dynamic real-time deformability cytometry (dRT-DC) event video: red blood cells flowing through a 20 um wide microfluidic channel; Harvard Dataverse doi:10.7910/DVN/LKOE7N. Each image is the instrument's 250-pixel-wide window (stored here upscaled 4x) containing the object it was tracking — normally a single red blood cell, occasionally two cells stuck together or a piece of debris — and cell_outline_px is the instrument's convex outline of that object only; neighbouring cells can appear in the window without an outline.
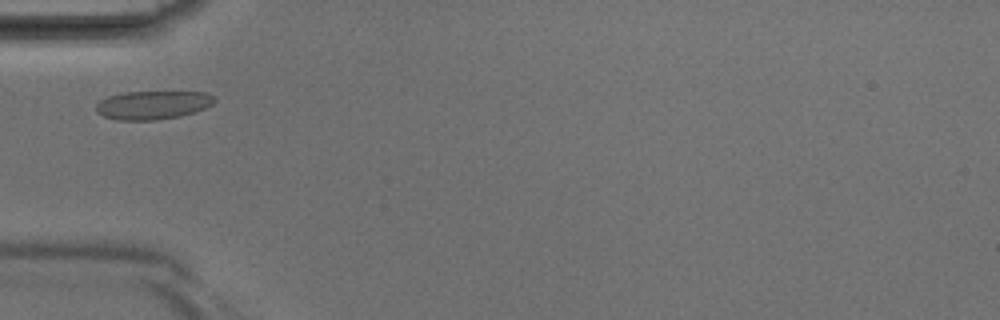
{"species": "Egyptian fruit bat (a non-hibernating species)", "species_latin": "Rousettus aegyptiacus", "temperature_condition": "room temperature", "stored_images_in_passage": 28, "camera_frame_rate_fps": 3000, "um_per_image_px": 0.085, "animal": {"sex": "male"}, "frame": {"image": 1, "passage_image": 1, "time_ms": 0.0, "image_size_px": [1000, 320], "cell_outline_px": [[216, 100], [212, 104], [196, 112], [180, 116], [156, 120], [116, 120], [104, 116], [96, 112], [96, 104], [100, 100], [108, 96], [124, 92], [204, 92], [212, 96]], "centroid_in_image_um": [12.96, 8.93], "position_along_channel_um": 72.0, "area_um2": 19.65}}
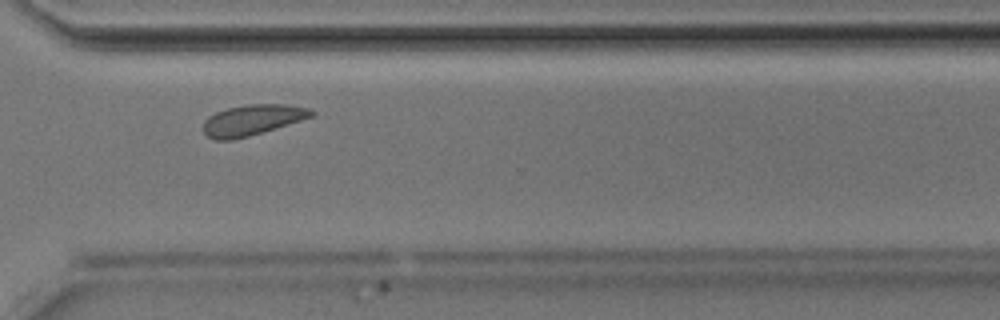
{"frame": {"image": 2, "passage_image": 18, "time_ms": 5.667, "image_size_px": [1000, 320], "cell_outline_px": [[316, 112], [312, 116], [300, 120], [248, 136], [232, 140], [212, 140], [204, 136], [204, 120], [208, 116], [216, 112], [228, 108], [248, 104], [284, 104], [308, 108]], "centroid_in_image_um": [21.38, 10.2], "position_along_channel_um": 349.2, "area_um2": 19.13}}
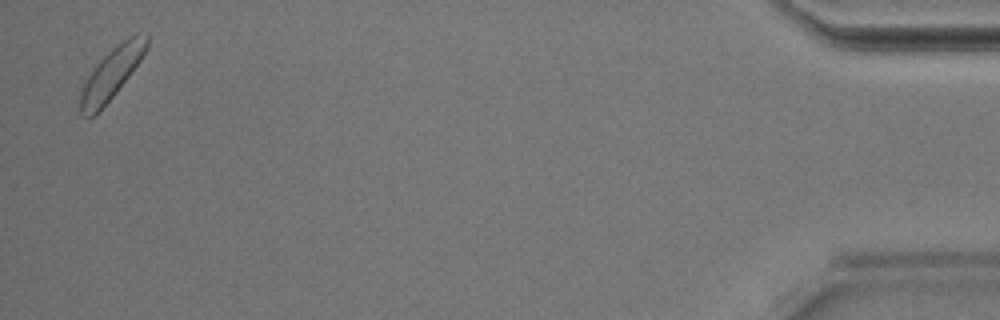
{"frame": {"image": 3, "passage_image": 28, "time_ms": 9.0, "image_size_px": [1000, 320], "cell_outline_px": [[148, 48], [140, 60], [128, 76], [112, 96], [92, 116], [84, 116], [80, 112], [80, 92], [88, 76], [96, 64], [112, 48], [128, 36], [136, 32], [148, 32]], "centroid_in_image_um": [9.52, 6.15], "position_along_channel_um": 425.7, "area_um2": 19.31}}